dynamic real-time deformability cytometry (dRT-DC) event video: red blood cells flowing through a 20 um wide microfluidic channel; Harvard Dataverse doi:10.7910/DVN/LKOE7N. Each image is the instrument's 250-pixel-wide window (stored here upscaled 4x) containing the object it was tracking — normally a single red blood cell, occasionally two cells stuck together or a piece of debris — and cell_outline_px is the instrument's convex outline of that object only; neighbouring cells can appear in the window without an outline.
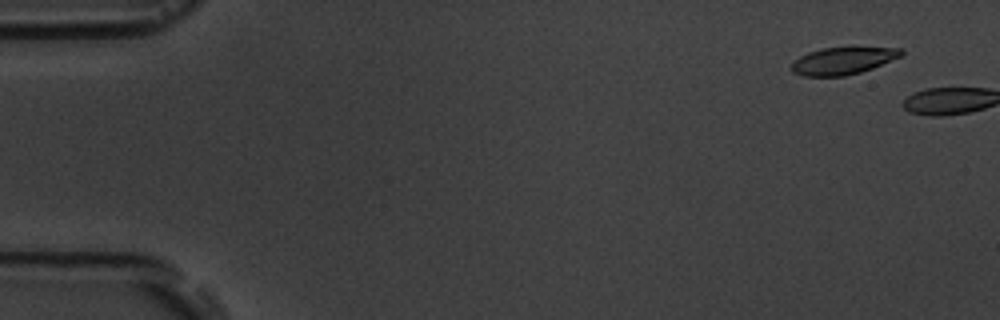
{"species": "common noctule bat (a hibernating species)", "species_latin": "Nyctalus noctula", "temperature_condition": "room temperature", "stored_images_in_passage": 2, "camera_frame_rate_fps": 3000, "um_per_image_px": 0.085, "animal": {"sex": "male", "body_mass_g": 19.5, "forearm_length_mm": 54.6}, "frame": {"image": 1, "passage_image": 1, "time_ms": 0.0, "image_size_px": [1000, 320], "cell_outline_px": [[904, 52], [900, 56], [872, 68], [860, 72], [844, 76], [804, 76], [792, 72], [792, 64], [800, 56], [808, 52], [824, 48], [900, 48]], "centroid_in_image_um": [71.61, 5.18], "position_along_channel_um": 13.4, "area_um2": 16.94}}